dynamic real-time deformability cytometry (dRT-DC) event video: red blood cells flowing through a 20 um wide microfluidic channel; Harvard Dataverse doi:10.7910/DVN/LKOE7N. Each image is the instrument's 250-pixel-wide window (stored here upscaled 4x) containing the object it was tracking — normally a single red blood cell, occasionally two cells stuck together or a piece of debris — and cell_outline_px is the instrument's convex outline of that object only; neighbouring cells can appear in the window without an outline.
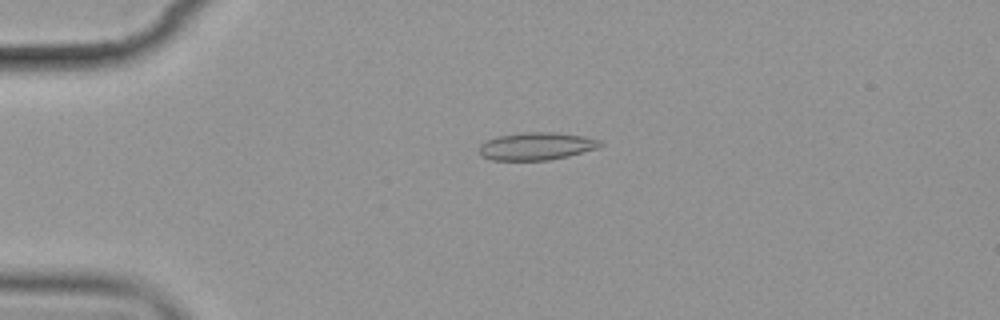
{"species": "common noctule bat (a hibernating species)", "species_latin": "Nyctalus noctula", "temperature_condition": "cold", "stored_images_in_passage": 4, "camera_frame_rate_fps": 3000, "um_per_image_px": 0.085, "animal": {"sex": "female", "body_mass_g": 19.9}, "frame": {"image": 1, "passage_image": 3, "time_ms": 2.333, "image_size_px": [1000, 320], "cell_outline_px": [[604, 144], [600, 148], [568, 156], [548, 160], [492, 160], [480, 156], [480, 144], [496, 136], [520, 132], [556, 132], [584, 136], [600, 140]], "centroid_in_image_um": [45.62, 12.42], "position_along_channel_um": 39.4, "area_um2": 19.71}}